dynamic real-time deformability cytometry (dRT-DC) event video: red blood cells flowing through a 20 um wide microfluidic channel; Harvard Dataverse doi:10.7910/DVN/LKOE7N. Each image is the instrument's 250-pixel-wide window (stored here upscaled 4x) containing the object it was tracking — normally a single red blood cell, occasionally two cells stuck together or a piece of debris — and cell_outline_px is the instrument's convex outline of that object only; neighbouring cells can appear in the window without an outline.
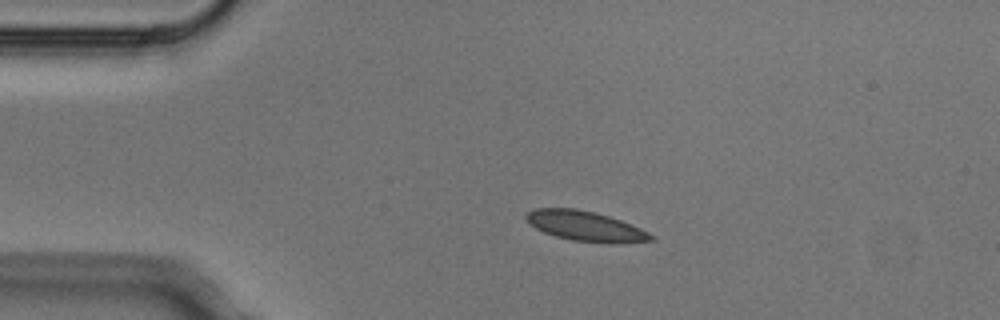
{"species": "Egyptian fruit bat (a non-hibernating species)", "species_latin": "Rousettus aegyptiacus", "temperature_condition": "cold", "stored_images_in_passage": 2, "camera_frame_rate_fps": 3000, "um_per_image_px": 0.085, "animal": {"sex": "male"}, "frame": {"image": 1, "passage_image": 1, "time_ms": 0.0, "image_size_px": [1000, 320], "cell_outline_px": [[656, 236], [652, 240], [616, 244], [612, 244], [572, 240], [556, 236], [544, 232], [528, 224], [524, 216], [528, 212], [536, 208], [576, 208], [596, 212], [620, 220], [640, 228]], "centroid_in_image_um": [49.76, 19.22], "position_along_channel_um": 35.2, "area_um2": 21.91}}